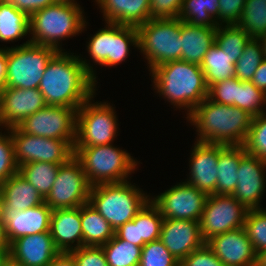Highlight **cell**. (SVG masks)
<instances>
[{"instance_id": "obj_3", "label": "cell", "mask_w": 266, "mask_h": 266, "mask_svg": "<svg viewBox=\"0 0 266 266\" xmlns=\"http://www.w3.org/2000/svg\"><path fill=\"white\" fill-rule=\"evenodd\" d=\"M156 93L188 116L208 97V87L199 64L175 60L155 67L150 74Z\"/></svg>"}, {"instance_id": "obj_52", "label": "cell", "mask_w": 266, "mask_h": 266, "mask_svg": "<svg viewBox=\"0 0 266 266\" xmlns=\"http://www.w3.org/2000/svg\"><path fill=\"white\" fill-rule=\"evenodd\" d=\"M48 266H77L70 253L60 252Z\"/></svg>"}, {"instance_id": "obj_21", "label": "cell", "mask_w": 266, "mask_h": 266, "mask_svg": "<svg viewBox=\"0 0 266 266\" xmlns=\"http://www.w3.org/2000/svg\"><path fill=\"white\" fill-rule=\"evenodd\" d=\"M59 253L50 232L19 237L9 246V257L23 266H48Z\"/></svg>"}, {"instance_id": "obj_43", "label": "cell", "mask_w": 266, "mask_h": 266, "mask_svg": "<svg viewBox=\"0 0 266 266\" xmlns=\"http://www.w3.org/2000/svg\"><path fill=\"white\" fill-rule=\"evenodd\" d=\"M239 79L232 77L216 84L208 89V98L215 102L237 107V94Z\"/></svg>"}, {"instance_id": "obj_6", "label": "cell", "mask_w": 266, "mask_h": 266, "mask_svg": "<svg viewBox=\"0 0 266 266\" xmlns=\"http://www.w3.org/2000/svg\"><path fill=\"white\" fill-rule=\"evenodd\" d=\"M73 150L91 186L127 181L138 165L128 152L112 144L73 147Z\"/></svg>"}, {"instance_id": "obj_58", "label": "cell", "mask_w": 266, "mask_h": 266, "mask_svg": "<svg viewBox=\"0 0 266 266\" xmlns=\"http://www.w3.org/2000/svg\"><path fill=\"white\" fill-rule=\"evenodd\" d=\"M9 257V251H0V266L6 261Z\"/></svg>"}, {"instance_id": "obj_37", "label": "cell", "mask_w": 266, "mask_h": 266, "mask_svg": "<svg viewBox=\"0 0 266 266\" xmlns=\"http://www.w3.org/2000/svg\"><path fill=\"white\" fill-rule=\"evenodd\" d=\"M264 59L259 39L251 38L235 64L234 77L240 81H251L255 71Z\"/></svg>"}, {"instance_id": "obj_9", "label": "cell", "mask_w": 266, "mask_h": 266, "mask_svg": "<svg viewBox=\"0 0 266 266\" xmlns=\"http://www.w3.org/2000/svg\"><path fill=\"white\" fill-rule=\"evenodd\" d=\"M94 95L85 101L76 114V139L73 147L113 144L118 133L114 107L110 103H92Z\"/></svg>"}, {"instance_id": "obj_23", "label": "cell", "mask_w": 266, "mask_h": 266, "mask_svg": "<svg viewBox=\"0 0 266 266\" xmlns=\"http://www.w3.org/2000/svg\"><path fill=\"white\" fill-rule=\"evenodd\" d=\"M50 234L59 252L69 253L82 247L83 232L80 207L52 210Z\"/></svg>"}, {"instance_id": "obj_51", "label": "cell", "mask_w": 266, "mask_h": 266, "mask_svg": "<svg viewBox=\"0 0 266 266\" xmlns=\"http://www.w3.org/2000/svg\"><path fill=\"white\" fill-rule=\"evenodd\" d=\"M8 47L0 48V92L6 87Z\"/></svg>"}, {"instance_id": "obj_56", "label": "cell", "mask_w": 266, "mask_h": 266, "mask_svg": "<svg viewBox=\"0 0 266 266\" xmlns=\"http://www.w3.org/2000/svg\"><path fill=\"white\" fill-rule=\"evenodd\" d=\"M2 266H23V265L20 263H17L16 261L8 257Z\"/></svg>"}, {"instance_id": "obj_13", "label": "cell", "mask_w": 266, "mask_h": 266, "mask_svg": "<svg viewBox=\"0 0 266 266\" xmlns=\"http://www.w3.org/2000/svg\"><path fill=\"white\" fill-rule=\"evenodd\" d=\"M248 210L233 195H208L200 219L203 240L244 227Z\"/></svg>"}, {"instance_id": "obj_15", "label": "cell", "mask_w": 266, "mask_h": 266, "mask_svg": "<svg viewBox=\"0 0 266 266\" xmlns=\"http://www.w3.org/2000/svg\"><path fill=\"white\" fill-rule=\"evenodd\" d=\"M208 195L187 182H180L150 199L164 219L199 221Z\"/></svg>"}, {"instance_id": "obj_47", "label": "cell", "mask_w": 266, "mask_h": 266, "mask_svg": "<svg viewBox=\"0 0 266 266\" xmlns=\"http://www.w3.org/2000/svg\"><path fill=\"white\" fill-rule=\"evenodd\" d=\"M183 0H150L151 18H178Z\"/></svg>"}, {"instance_id": "obj_45", "label": "cell", "mask_w": 266, "mask_h": 266, "mask_svg": "<svg viewBox=\"0 0 266 266\" xmlns=\"http://www.w3.org/2000/svg\"><path fill=\"white\" fill-rule=\"evenodd\" d=\"M179 266H225L205 243L185 257Z\"/></svg>"}, {"instance_id": "obj_54", "label": "cell", "mask_w": 266, "mask_h": 266, "mask_svg": "<svg viewBox=\"0 0 266 266\" xmlns=\"http://www.w3.org/2000/svg\"><path fill=\"white\" fill-rule=\"evenodd\" d=\"M256 266H266V250L257 255V264Z\"/></svg>"}, {"instance_id": "obj_10", "label": "cell", "mask_w": 266, "mask_h": 266, "mask_svg": "<svg viewBox=\"0 0 266 266\" xmlns=\"http://www.w3.org/2000/svg\"><path fill=\"white\" fill-rule=\"evenodd\" d=\"M90 37L87 42L90 58L105 67L116 66L125 61L131 45L139 48L138 28L133 26L107 22L104 28Z\"/></svg>"}, {"instance_id": "obj_24", "label": "cell", "mask_w": 266, "mask_h": 266, "mask_svg": "<svg viewBox=\"0 0 266 266\" xmlns=\"http://www.w3.org/2000/svg\"><path fill=\"white\" fill-rule=\"evenodd\" d=\"M105 22L139 27L150 19V0H95Z\"/></svg>"}, {"instance_id": "obj_20", "label": "cell", "mask_w": 266, "mask_h": 266, "mask_svg": "<svg viewBox=\"0 0 266 266\" xmlns=\"http://www.w3.org/2000/svg\"><path fill=\"white\" fill-rule=\"evenodd\" d=\"M189 161L188 184L206 195L216 194L220 144L195 141Z\"/></svg>"}, {"instance_id": "obj_40", "label": "cell", "mask_w": 266, "mask_h": 266, "mask_svg": "<svg viewBox=\"0 0 266 266\" xmlns=\"http://www.w3.org/2000/svg\"><path fill=\"white\" fill-rule=\"evenodd\" d=\"M243 146L248 154L266 162V113L252 118L249 133Z\"/></svg>"}, {"instance_id": "obj_8", "label": "cell", "mask_w": 266, "mask_h": 266, "mask_svg": "<svg viewBox=\"0 0 266 266\" xmlns=\"http://www.w3.org/2000/svg\"><path fill=\"white\" fill-rule=\"evenodd\" d=\"M58 51L49 46L26 41L16 47H8L6 87L39 88L46 65Z\"/></svg>"}, {"instance_id": "obj_34", "label": "cell", "mask_w": 266, "mask_h": 266, "mask_svg": "<svg viewBox=\"0 0 266 266\" xmlns=\"http://www.w3.org/2000/svg\"><path fill=\"white\" fill-rule=\"evenodd\" d=\"M101 247L109 266H139L142 247L115 235Z\"/></svg>"}, {"instance_id": "obj_22", "label": "cell", "mask_w": 266, "mask_h": 266, "mask_svg": "<svg viewBox=\"0 0 266 266\" xmlns=\"http://www.w3.org/2000/svg\"><path fill=\"white\" fill-rule=\"evenodd\" d=\"M51 213L45 202L22 211L4 210L3 224L9 243L25 235L50 232Z\"/></svg>"}, {"instance_id": "obj_7", "label": "cell", "mask_w": 266, "mask_h": 266, "mask_svg": "<svg viewBox=\"0 0 266 266\" xmlns=\"http://www.w3.org/2000/svg\"><path fill=\"white\" fill-rule=\"evenodd\" d=\"M180 33L179 18H151L138 27V49L151 71L164 63L181 60Z\"/></svg>"}, {"instance_id": "obj_49", "label": "cell", "mask_w": 266, "mask_h": 266, "mask_svg": "<svg viewBox=\"0 0 266 266\" xmlns=\"http://www.w3.org/2000/svg\"><path fill=\"white\" fill-rule=\"evenodd\" d=\"M115 236L138 246L137 226L133 221H129L115 230Z\"/></svg>"}, {"instance_id": "obj_53", "label": "cell", "mask_w": 266, "mask_h": 266, "mask_svg": "<svg viewBox=\"0 0 266 266\" xmlns=\"http://www.w3.org/2000/svg\"><path fill=\"white\" fill-rule=\"evenodd\" d=\"M10 243L6 236L5 226L0 222V251H9Z\"/></svg>"}, {"instance_id": "obj_11", "label": "cell", "mask_w": 266, "mask_h": 266, "mask_svg": "<svg viewBox=\"0 0 266 266\" xmlns=\"http://www.w3.org/2000/svg\"><path fill=\"white\" fill-rule=\"evenodd\" d=\"M90 190L81 162L73 156L60 165L44 202L52 210L80 207L89 203Z\"/></svg>"}, {"instance_id": "obj_25", "label": "cell", "mask_w": 266, "mask_h": 266, "mask_svg": "<svg viewBox=\"0 0 266 266\" xmlns=\"http://www.w3.org/2000/svg\"><path fill=\"white\" fill-rule=\"evenodd\" d=\"M4 199V210L22 211L44 203L36 188L18 172L0 185Z\"/></svg>"}, {"instance_id": "obj_38", "label": "cell", "mask_w": 266, "mask_h": 266, "mask_svg": "<svg viewBox=\"0 0 266 266\" xmlns=\"http://www.w3.org/2000/svg\"><path fill=\"white\" fill-rule=\"evenodd\" d=\"M244 230L258 255L266 250V210L250 209L244 222Z\"/></svg>"}, {"instance_id": "obj_42", "label": "cell", "mask_w": 266, "mask_h": 266, "mask_svg": "<svg viewBox=\"0 0 266 266\" xmlns=\"http://www.w3.org/2000/svg\"><path fill=\"white\" fill-rule=\"evenodd\" d=\"M6 130L8 131L7 135L0 132V185L18 172L10 128Z\"/></svg>"}, {"instance_id": "obj_33", "label": "cell", "mask_w": 266, "mask_h": 266, "mask_svg": "<svg viewBox=\"0 0 266 266\" xmlns=\"http://www.w3.org/2000/svg\"><path fill=\"white\" fill-rule=\"evenodd\" d=\"M163 220L159 208L149 200L132 220L137 226L138 246L159 240Z\"/></svg>"}, {"instance_id": "obj_27", "label": "cell", "mask_w": 266, "mask_h": 266, "mask_svg": "<svg viewBox=\"0 0 266 266\" xmlns=\"http://www.w3.org/2000/svg\"><path fill=\"white\" fill-rule=\"evenodd\" d=\"M246 153L243 145H220L217 162V195H233L237 185V170L241 157Z\"/></svg>"}, {"instance_id": "obj_31", "label": "cell", "mask_w": 266, "mask_h": 266, "mask_svg": "<svg viewBox=\"0 0 266 266\" xmlns=\"http://www.w3.org/2000/svg\"><path fill=\"white\" fill-rule=\"evenodd\" d=\"M30 33L29 16L7 1H0V41L13 42Z\"/></svg>"}, {"instance_id": "obj_46", "label": "cell", "mask_w": 266, "mask_h": 266, "mask_svg": "<svg viewBox=\"0 0 266 266\" xmlns=\"http://www.w3.org/2000/svg\"><path fill=\"white\" fill-rule=\"evenodd\" d=\"M246 0H219L218 25H237Z\"/></svg>"}, {"instance_id": "obj_57", "label": "cell", "mask_w": 266, "mask_h": 266, "mask_svg": "<svg viewBox=\"0 0 266 266\" xmlns=\"http://www.w3.org/2000/svg\"><path fill=\"white\" fill-rule=\"evenodd\" d=\"M258 39L261 42L263 48L264 58H266V34L262 35Z\"/></svg>"}, {"instance_id": "obj_26", "label": "cell", "mask_w": 266, "mask_h": 266, "mask_svg": "<svg viewBox=\"0 0 266 266\" xmlns=\"http://www.w3.org/2000/svg\"><path fill=\"white\" fill-rule=\"evenodd\" d=\"M216 28L192 26L181 21V60L199 64L212 44Z\"/></svg>"}, {"instance_id": "obj_28", "label": "cell", "mask_w": 266, "mask_h": 266, "mask_svg": "<svg viewBox=\"0 0 266 266\" xmlns=\"http://www.w3.org/2000/svg\"><path fill=\"white\" fill-rule=\"evenodd\" d=\"M83 246H102L114 235L115 230L90 203L80 206Z\"/></svg>"}, {"instance_id": "obj_1", "label": "cell", "mask_w": 266, "mask_h": 266, "mask_svg": "<svg viewBox=\"0 0 266 266\" xmlns=\"http://www.w3.org/2000/svg\"><path fill=\"white\" fill-rule=\"evenodd\" d=\"M77 55L58 51L48 62L39 90L46 105L76 110L95 95L96 74L91 64Z\"/></svg>"}, {"instance_id": "obj_32", "label": "cell", "mask_w": 266, "mask_h": 266, "mask_svg": "<svg viewBox=\"0 0 266 266\" xmlns=\"http://www.w3.org/2000/svg\"><path fill=\"white\" fill-rule=\"evenodd\" d=\"M60 165L49 162H31L20 165L18 173L45 198L55 182Z\"/></svg>"}, {"instance_id": "obj_4", "label": "cell", "mask_w": 266, "mask_h": 266, "mask_svg": "<svg viewBox=\"0 0 266 266\" xmlns=\"http://www.w3.org/2000/svg\"><path fill=\"white\" fill-rule=\"evenodd\" d=\"M83 11L79 4L56 2L33 13L29 17L30 43L64 51L60 41L74 37L86 28Z\"/></svg>"}, {"instance_id": "obj_2", "label": "cell", "mask_w": 266, "mask_h": 266, "mask_svg": "<svg viewBox=\"0 0 266 266\" xmlns=\"http://www.w3.org/2000/svg\"><path fill=\"white\" fill-rule=\"evenodd\" d=\"M186 118L197 128V141L227 146L244 145L253 116L207 97Z\"/></svg>"}, {"instance_id": "obj_29", "label": "cell", "mask_w": 266, "mask_h": 266, "mask_svg": "<svg viewBox=\"0 0 266 266\" xmlns=\"http://www.w3.org/2000/svg\"><path fill=\"white\" fill-rule=\"evenodd\" d=\"M200 67L208 89L220 81L234 77L235 64L216 43L212 44L204 55Z\"/></svg>"}, {"instance_id": "obj_44", "label": "cell", "mask_w": 266, "mask_h": 266, "mask_svg": "<svg viewBox=\"0 0 266 266\" xmlns=\"http://www.w3.org/2000/svg\"><path fill=\"white\" fill-rule=\"evenodd\" d=\"M69 253L77 266H109L101 246H82Z\"/></svg>"}, {"instance_id": "obj_55", "label": "cell", "mask_w": 266, "mask_h": 266, "mask_svg": "<svg viewBox=\"0 0 266 266\" xmlns=\"http://www.w3.org/2000/svg\"><path fill=\"white\" fill-rule=\"evenodd\" d=\"M3 214H4V199L2 191L0 189V222H3Z\"/></svg>"}, {"instance_id": "obj_35", "label": "cell", "mask_w": 266, "mask_h": 266, "mask_svg": "<svg viewBox=\"0 0 266 266\" xmlns=\"http://www.w3.org/2000/svg\"><path fill=\"white\" fill-rule=\"evenodd\" d=\"M251 37L238 25H219L216 28L215 43L220 46L236 64Z\"/></svg>"}, {"instance_id": "obj_30", "label": "cell", "mask_w": 266, "mask_h": 266, "mask_svg": "<svg viewBox=\"0 0 266 266\" xmlns=\"http://www.w3.org/2000/svg\"><path fill=\"white\" fill-rule=\"evenodd\" d=\"M219 7V0H183L178 18L192 26L217 28Z\"/></svg>"}, {"instance_id": "obj_39", "label": "cell", "mask_w": 266, "mask_h": 266, "mask_svg": "<svg viewBox=\"0 0 266 266\" xmlns=\"http://www.w3.org/2000/svg\"><path fill=\"white\" fill-rule=\"evenodd\" d=\"M265 106L266 94L258 89L251 81L239 80L237 107L247 111L254 117L265 113V109L263 108Z\"/></svg>"}, {"instance_id": "obj_16", "label": "cell", "mask_w": 266, "mask_h": 266, "mask_svg": "<svg viewBox=\"0 0 266 266\" xmlns=\"http://www.w3.org/2000/svg\"><path fill=\"white\" fill-rule=\"evenodd\" d=\"M46 106L38 88L5 87L0 92V126L5 129L18 126L26 117Z\"/></svg>"}, {"instance_id": "obj_36", "label": "cell", "mask_w": 266, "mask_h": 266, "mask_svg": "<svg viewBox=\"0 0 266 266\" xmlns=\"http://www.w3.org/2000/svg\"><path fill=\"white\" fill-rule=\"evenodd\" d=\"M237 25L251 38L266 34V0H246Z\"/></svg>"}, {"instance_id": "obj_17", "label": "cell", "mask_w": 266, "mask_h": 266, "mask_svg": "<svg viewBox=\"0 0 266 266\" xmlns=\"http://www.w3.org/2000/svg\"><path fill=\"white\" fill-rule=\"evenodd\" d=\"M266 162L247 152L241 157L233 196L247 209H258L266 187Z\"/></svg>"}, {"instance_id": "obj_14", "label": "cell", "mask_w": 266, "mask_h": 266, "mask_svg": "<svg viewBox=\"0 0 266 266\" xmlns=\"http://www.w3.org/2000/svg\"><path fill=\"white\" fill-rule=\"evenodd\" d=\"M76 114L75 108L46 105L43 109L26 117L17 127L24 133L67 140L74 146Z\"/></svg>"}, {"instance_id": "obj_5", "label": "cell", "mask_w": 266, "mask_h": 266, "mask_svg": "<svg viewBox=\"0 0 266 266\" xmlns=\"http://www.w3.org/2000/svg\"><path fill=\"white\" fill-rule=\"evenodd\" d=\"M131 182L104 183L91 186L89 203L116 230L132 221L150 200Z\"/></svg>"}, {"instance_id": "obj_19", "label": "cell", "mask_w": 266, "mask_h": 266, "mask_svg": "<svg viewBox=\"0 0 266 266\" xmlns=\"http://www.w3.org/2000/svg\"><path fill=\"white\" fill-rule=\"evenodd\" d=\"M206 244L225 266L257 264V254L243 227L216 235Z\"/></svg>"}, {"instance_id": "obj_12", "label": "cell", "mask_w": 266, "mask_h": 266, "mask_svg": "<svg viewBox=\"0 0 266 266\" xmlns=\"http://www.w3.org/2000/svg\"><path fill=\"white\" fill-rule=\"evenodd\" d=\"M18 167L31 162L65 164L74 156L73 145L67 140L30 135L17 126L10 128Z\"/></svg>"}, {"instance_id": "obj_59", "label": "cell", "mask_w": 266, "mask_h": 266, "mask_svg": "<svg viewBox=\"0 0 266 266\" xmlns=\"http://www.w3.org/2000/svg\"><path fill=\"white\" fill-rule=\"evenodd\" d=\"M55 1L59 3L78 4L77 2H75L76 0H55Z\"/></svg>"}, {"instance_id": "obj_41", "label": "cell", "mask_w": 266, "mask_h": 266, "mask_svg": "<svg viewBox=\"0 0 266 266\" xmlns=\"http://www.w3.org/2000/svg\"><path fill=\"white\" fill-rule=\"evenodd\" d=\"M179 264L180 262L160 240L146 243L142 247L139 266H179Z\"/></svg>"}, {"instance_id": "obj_48", "label": "cell", "mask_w": 266, "mask_h": 266, "mask_svg": "<svg viewBox=\"0 0 266 266\" xmlns=\"http://www.w3.org/2000/svg\"><path fill=\"white\" fill-rule=\"evenodd\" d=\"M7 2L29 17L38 10L56 3L55 0H7Z\"/></svg>"}, {"instance_id": "obj_50", "label": "cell", "mask_w": 266, "mask_h": 266, "mask_svg": "<svg viewBox=\"0 0 266 266\" xmlns=\"http://www.w3.org/2000/svg\"><path fill=\"white\" fill-rule=\"evenodd\" d=\"M251 82L266 94V58L258 66Z\"/></svg>"}, {"instance_id": "obj_18", "label": "cell", "mask_w": 266, "mask_h": 266, "mask_svg": "<svg viewBox=\"0 0 266 266\" xmlns=\"http://www.w3.org/2000/svg\"><path fill=\"white\" fill-rule=\"evenodd\" d=\"M159 240L179 262L206 243L199 221L179 219L163 220Z\"/></svg>"}]
</instances>
